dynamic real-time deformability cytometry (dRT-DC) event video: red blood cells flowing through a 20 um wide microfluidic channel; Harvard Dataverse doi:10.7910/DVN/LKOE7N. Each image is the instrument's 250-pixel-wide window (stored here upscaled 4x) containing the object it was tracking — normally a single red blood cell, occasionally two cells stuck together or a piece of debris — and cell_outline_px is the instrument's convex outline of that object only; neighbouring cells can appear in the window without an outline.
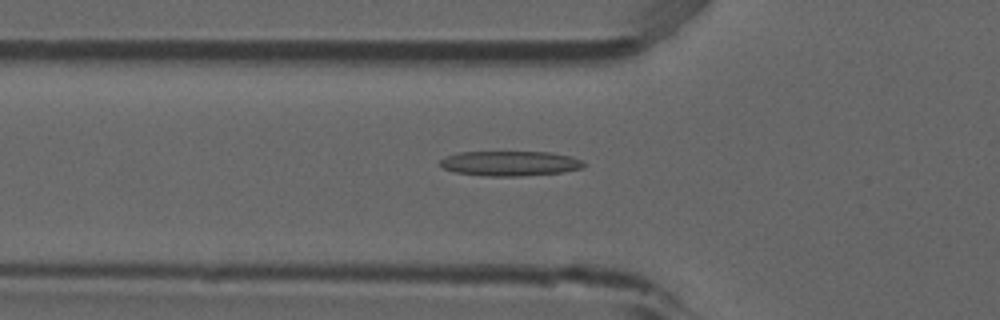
{"species": "common noctule bat (a hibernating species)", "species_latin": "Nyctalus noctula", "temperature_condition": "room temperature", "stored_images_in_passage": 49, "camera_frame_rate_fps": 3000, "um_per_image_px": 0.085, "animal": {"sex": "male", "forearm_length_mm": 52.5}, "frame": {"image": 1, "passage_image": 18, "time_ms": 5.667, "image_size_px": [1000, 320], "cell_outline_px": [[584, 168], [560, 172], [524, 176], [484, 176], [456, 172], [444, 168], [440, 164], [440, 160], [456, 152], [552, 152], [572, 156], [584, 160]], "centroid_in_image_um": [43.4, 13.88], "position_along_channel_um": 82.4, "area_um2": 20.92}}
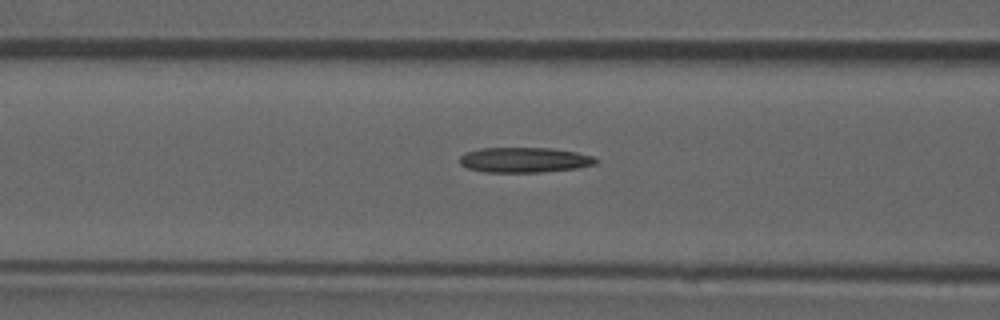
{"frame": {"image": 2, "passage_image": 21, "time_ms": 6.667, "image_size_px": [1000, 320], "cell_outline_px": [[596, 164], [576, 168], [540, 172], [484, 172], [468, 168], [460, 164], [460, 156], [464, 152], [480, 148], [548, 148], [576, 152], [592, 156], [596, 160]], "centroid_in_image_um": [44.52, 13.59], "position_along_channel_um": 122.1, "area_um2": 19.83}}
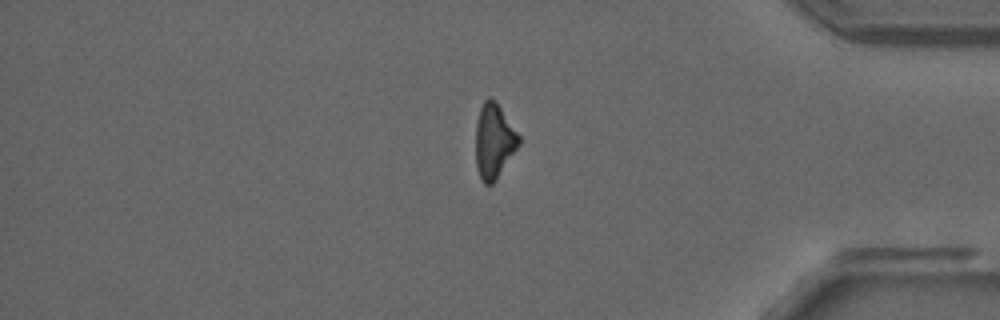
{"frame": {"image": 3, "passage_image": 44, "time_ms": 14.333, "image_size_px": [1000, 320], "cell_outline_px": [[520, 144], [496, 180], [492, 184], [484, 184], [480, 180], [476, 168], [476, 124], [480, 108], [484, 100], [488, 96], [500, 108], [520, 136]], "centroid_in_image_um": [41.97, 12.04], "position_along_channel_um": 393.2, "area_um2": 18.61}}